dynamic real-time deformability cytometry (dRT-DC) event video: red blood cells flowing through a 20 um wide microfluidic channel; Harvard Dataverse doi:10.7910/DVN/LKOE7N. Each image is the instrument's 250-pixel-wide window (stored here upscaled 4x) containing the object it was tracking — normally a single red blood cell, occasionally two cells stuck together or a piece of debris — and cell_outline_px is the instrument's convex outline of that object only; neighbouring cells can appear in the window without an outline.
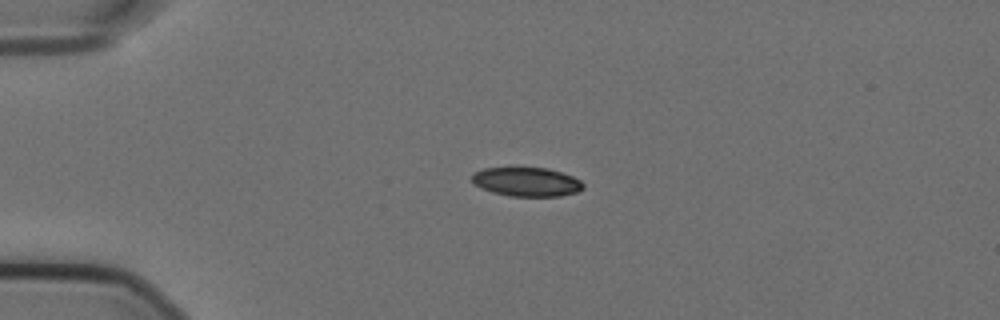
{"species": "Egyptian fruit bat (a non-hibernating species)", "species_latin": "Rousettus aegyptiacus", "temperature_condition": "cold", "stored_images_in_passage": 34, "camera_frame_rate_fps": 3000, "um_per_image_px": 0.085, "animal": {"sex": "female"}, "frame": {"image": 1, "passage_image": 1, "time_ms": 0.0, "image_size_px": [1000, 320], "cell_outline_px": [[584, 188], [576, 192], [560, 196], [508, 196], [492, 192], [480, 188], [472, 184], [472, 172], [484, 168], [512, 164], [548, 168], [572, 176], [580, 180], [584, 184]], "centroid_in_image_um": [44.68, 15.4], "position_along_channel_um": 40.3, "area_um2": 19.83}}
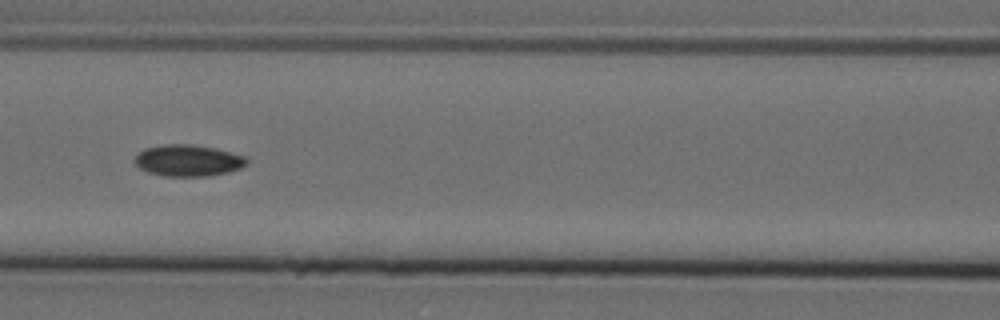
{"frame": {"image": 2, "passage_image": 13, "time_ms": 4.0, "image_size_px": [1000, 320], "cell_outline_px": [[248, 164], [240, 168], [228, 172], [208, 176], [164, 176], [148, 172], [140, 168], [132, 160], [144, 148], [164, 144], [192, 144], [216, 148], [248, 156]], "centroid_in_image_um": [16.02, 13.63], "position_along_channel_um": 150.6, "area_um2": 20.81}}
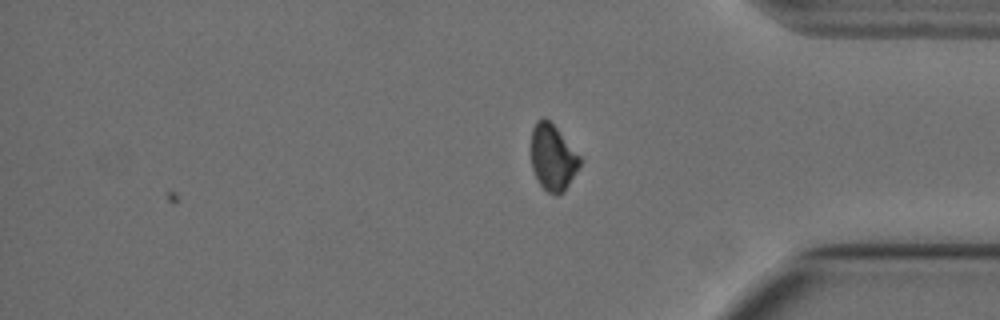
{"frame": {"image": 3, "passage_image": 34, "time_ms": 11.0, "image_size_px": [1000, 320], "cell_outline_px": [[580, 164], [564, 192], [556, 196], [548, 192], [540, 184], [532, 168], [532, 128], [536, 120], [544, 116], [556, 128], [580, 156]], "centroid_in_image_um": [46.97, 13.39], "position_along_channel_um": 388.2, "area_um2": 18.44}, "authors_computed_cell_mechanics": {"area_um2": 20.23, "velocity_mm_per_s": 3.5861, "shape_relaxation_time_tau1_ms": 8.6673, "shape_relaxation_time_tau2_ms": null, "deformation_change_tau1": 0.1352, "deformation_change_tau2": null}}